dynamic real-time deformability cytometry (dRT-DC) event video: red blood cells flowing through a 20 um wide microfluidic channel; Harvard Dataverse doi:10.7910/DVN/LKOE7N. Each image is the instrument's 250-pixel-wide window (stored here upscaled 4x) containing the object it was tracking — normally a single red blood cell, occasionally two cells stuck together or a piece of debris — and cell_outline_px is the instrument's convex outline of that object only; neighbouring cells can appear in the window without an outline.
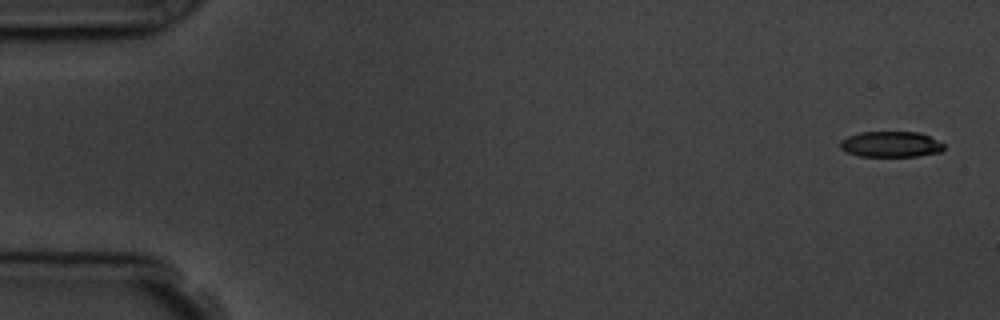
{"species": "common noctule bat (a hibernating species)", "species_latin": "Nyctalus noctula", "temperature_condition": "room temperature", "stored_images_in_passage": 5, "camera_frame_rate_fps": 3000, "um_per_image_px": 0.085, "animal": {"sex": "male", "body_mass_g": 19.5, "forearm_length_mm": 54.6}, "frame": {"image": 1, "passage_image": 1, "time_ms": 0.0, "image_size_px": [1000, 320], "cell_outline_px": [[944, 148], [940, 152], [916, 156], [860, 156], [848, 152], [840, 148], [840, 140], [848, 136], [860, 132], [920, 132], [944, 144]], "centroid_in_image_um": [75.7, 12.26], "position_along_channel_um": 9.3, "area_um2": 15.43}}
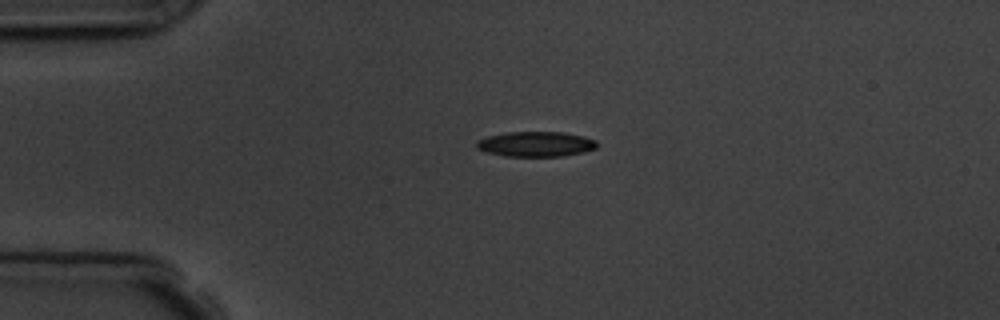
{"frame": {"image": 2, "passage_image": 4, "time_ms": 3.667, "image_size_px": [1000, 320], "cell_outline_px": [[596, 148], [584, 152], [564, 156], [504, 156], [488, 152], [476, 148], [476, 140], [488, 136], [508, 132], [564, 132], [584, 136], [596, 140]], "centroid_in_image_um": [45.55, 12.24], "position_along_channel_um": 39.5, "area_um2": 17.63}}